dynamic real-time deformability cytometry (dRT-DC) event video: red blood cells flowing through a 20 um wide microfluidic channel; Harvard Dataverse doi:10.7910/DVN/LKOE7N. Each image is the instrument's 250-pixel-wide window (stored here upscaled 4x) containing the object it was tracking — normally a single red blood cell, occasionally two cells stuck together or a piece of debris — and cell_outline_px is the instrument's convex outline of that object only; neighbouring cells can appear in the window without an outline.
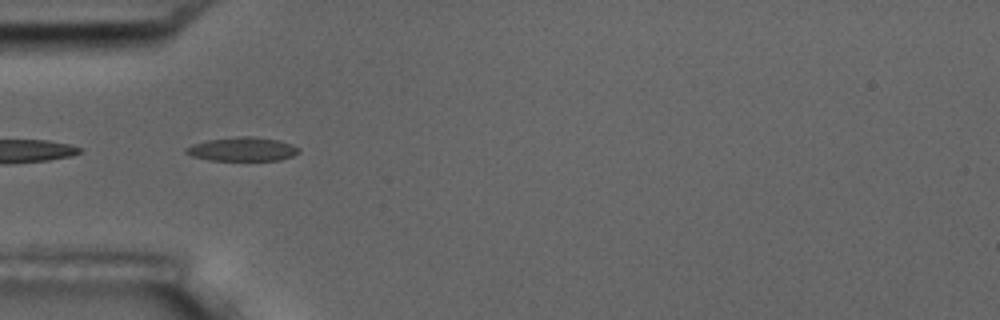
{"species": "common noctule bat (a hibernating species)", "species_latin": "Nyctalus noctula", "temperature_condition": "room temperature", "stored_images_in_passage": 2, "camera_frame_rate_fps": 3000, "um_per_image_px": 0.085, "animal": {"sex": "male", "body_mass_g": 17.5, "forearm_length_mm": 52.3}, "frame": {"image": 1, "passage_image": 2, "time_ms": 1.333, "image_size_px": [1000, 320], "cell_outline_px": [[300, 152], [292, 156], [280, 160], [208, 160], [192, 156], [184, 152], [184, 148], [192, 144], [208, 140], [240, 136], [252, 136], [280, 140], [292, 144], [300, 148]], "centroid_in_image_um": [20.61, 12.67], "position_along_channel_um": 64.4, "area_um2": 15.78}}